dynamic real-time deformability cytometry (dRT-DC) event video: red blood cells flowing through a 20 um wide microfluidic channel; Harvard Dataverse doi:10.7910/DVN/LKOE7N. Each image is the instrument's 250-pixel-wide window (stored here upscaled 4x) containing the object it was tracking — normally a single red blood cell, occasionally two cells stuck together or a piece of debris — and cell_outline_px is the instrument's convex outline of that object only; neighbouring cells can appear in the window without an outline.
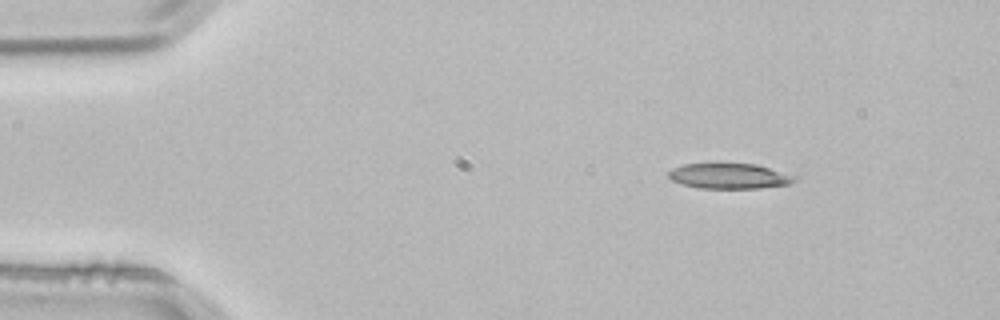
{"species": "common noctule bat (a hibernating species)", "species_latin": "Nyctalus noctula", "temperature_condition": "room temperature", "stored_images_in_passage": 3, "camera_frame_rate_fps": 3000, "um_per_image_px": 0.085, "animal": {"sex": "male", "body_mass_g": 21.5, "forearm_length_mm": 52.0}, "frame": {"image": 1, "passage_image": 1, "time_ms": 0.0, "image_size_px": [1000, 320], "cell_outline_px": [[800, 176], [792, 184], [760, 188], [700, 188], [680, 184], [672, 180], [668, 176], [668, 172], [672, 168], [684, 164], [712, 160], [720, 160], [756, 164]], "centroid_in_image_um": [61.99, 14.9], "position_along_channel_um": 23.0, "area_um2": 19.94}}
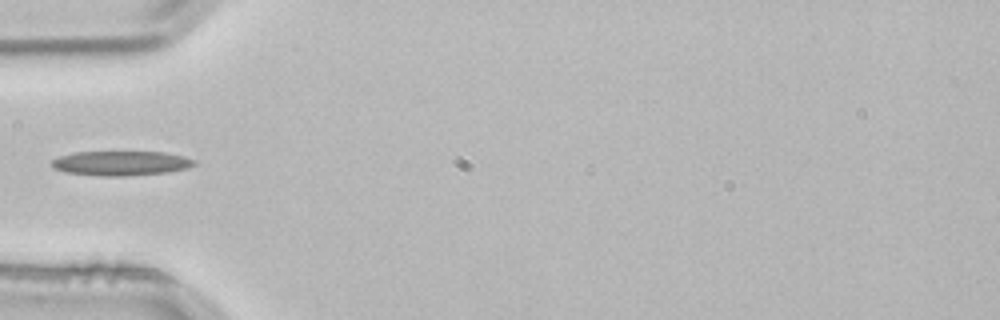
{"frame": {"image": 2, "passage_image": 3, "time_ms": 0.667, "image_size_px": [1000, 320], "cell_outline_px": [[196, 164], [188, 168], [164, 172], [124, 176], [100, 176], [68, 172], [52, 168], [52, 160], [60, 156], [76, 152], [164, 152], [184, 156], [196, 160]], "centroid_in_image_um": [10.3, 13.87], "position_along_channel_um": 74.7, "area_um2": 20.23}}